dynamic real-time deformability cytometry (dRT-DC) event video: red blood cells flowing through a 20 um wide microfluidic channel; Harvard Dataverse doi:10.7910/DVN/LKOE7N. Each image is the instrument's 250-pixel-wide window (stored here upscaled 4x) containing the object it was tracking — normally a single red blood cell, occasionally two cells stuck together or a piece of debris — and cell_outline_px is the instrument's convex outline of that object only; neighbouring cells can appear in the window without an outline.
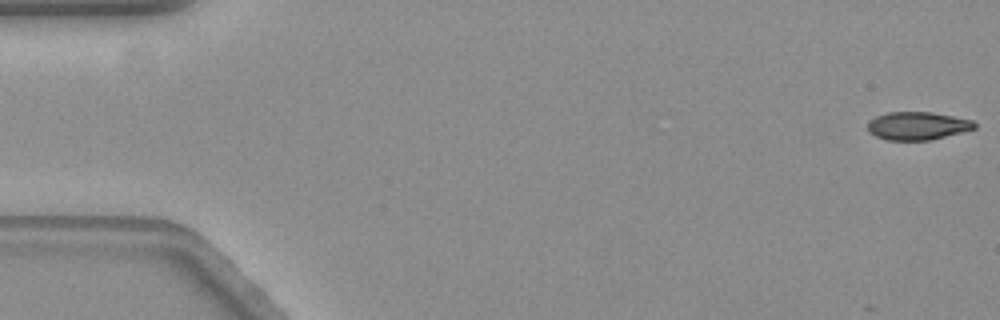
{"species": "common noctule bat (a hibernating species)", "species_latin": "Nyctalus noctula", "temperature_condition": "warm", "stored_images_in_passage": 5, "camera_frame_rate_fps": 3000, "um_per_image_px": 0.085, "animal": {"sex": "female", "body_mass_g": 19.3, "forearm_length_mm": 54.1}, "frame": {"image": 1, "passage_image": 1, "time_ms": 0.0, "image_size_px": [1000, 320], "cell_outline_px": [[976, 128], [928, 140], [888, 140], [876, 136], [868, 128], [868, 124], [876, 116], [888, 112], [932, 112], [972, 120], [976, 124]], "centroid_in_image_um": [78.0, 10.68], "position_along_channel_um": 7.0, "area_um2": 17.05}}